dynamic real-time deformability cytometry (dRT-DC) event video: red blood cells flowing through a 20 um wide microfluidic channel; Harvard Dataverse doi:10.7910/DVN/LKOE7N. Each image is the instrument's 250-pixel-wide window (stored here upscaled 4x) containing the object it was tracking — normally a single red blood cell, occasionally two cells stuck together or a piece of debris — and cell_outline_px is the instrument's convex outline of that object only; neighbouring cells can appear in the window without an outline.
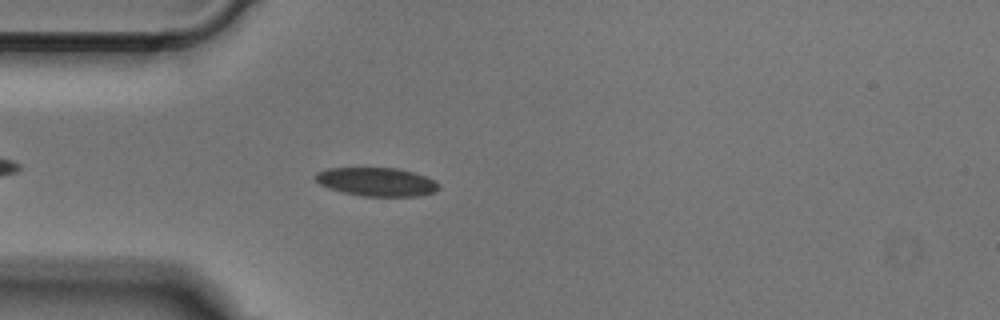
{"species": "Egyptian fruit bat (a non-hibernating species)", "species_latin": "Rousettus aegyptiacus", "temperature_condition": "cold", "stored_images_in_passage": 43, "camera_frame_rate_fps": 3000, "um_per_image_px": 0.085, "animal": {"sex": "male"}, "frame": {"image": 1, "passage_image": 6, "time_ms": 1.667, "image_size_px": [1000, 320], "cell_outline_px": [[440, 188], [432, 192], [420, 196], [360, 196], [328, 188], [320, 184], [312, 176], [316, 172], [328, 168], [396, 168], [412, 172], [436, 180], [440, 184]], "centroid_in_image_um": [32.0, 15.45], "position_along_channel_um": 53.0, "area_um2": 20.58}}
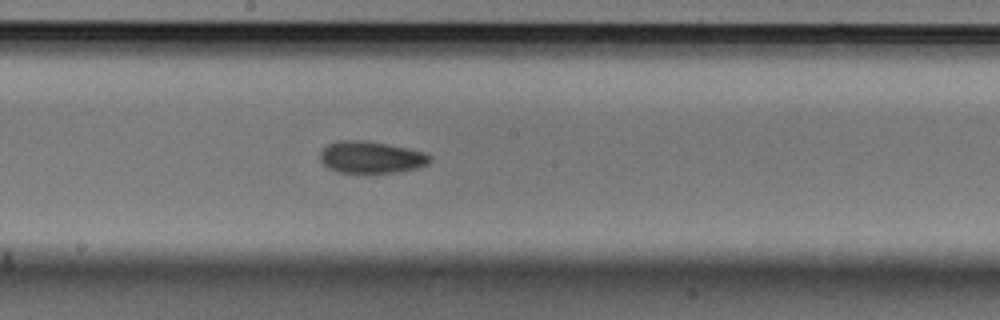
{"frame": {"image": 2, "passage_image": 19, "time_ms": 6.0, "image_size_px": [1000, 320], "cell_outline_px": [[432, 160], [428, 164], [416, 168], [400, 172], [340, 172], [328, 168], [320, 160], [320, 152], [328, 144], [336, 140], [364, 140], [388, 144], [408, 148], [424, 152], [432, 156]], "centroid_in_image_um": [31.56, 13.35], "position_along_channel_um": 216.6, "area_um2": 20.46}}
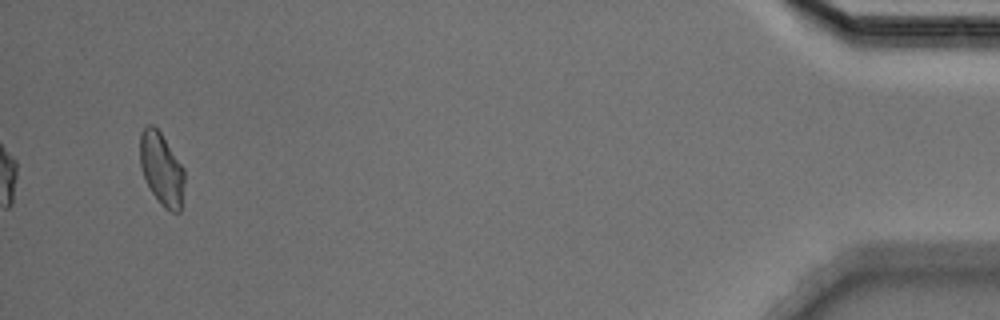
{"frame": {"image": 3, "passage_image": 41, "time_ms": 13.333, "image_size_px": [1000, 320], "cell_outline_px": [[184, 184], [180, 212], [172, 212], [164, 208], [160, 204], [152, 192], [144, 176], [140, 164], [140, 132], [148, 124], [152, 124], [160, 132], [184, 168]], "centroid_in_image_um": [13.73, 14.36], "position_along_channel_um": 421.5, "area_um2": 18.67}}